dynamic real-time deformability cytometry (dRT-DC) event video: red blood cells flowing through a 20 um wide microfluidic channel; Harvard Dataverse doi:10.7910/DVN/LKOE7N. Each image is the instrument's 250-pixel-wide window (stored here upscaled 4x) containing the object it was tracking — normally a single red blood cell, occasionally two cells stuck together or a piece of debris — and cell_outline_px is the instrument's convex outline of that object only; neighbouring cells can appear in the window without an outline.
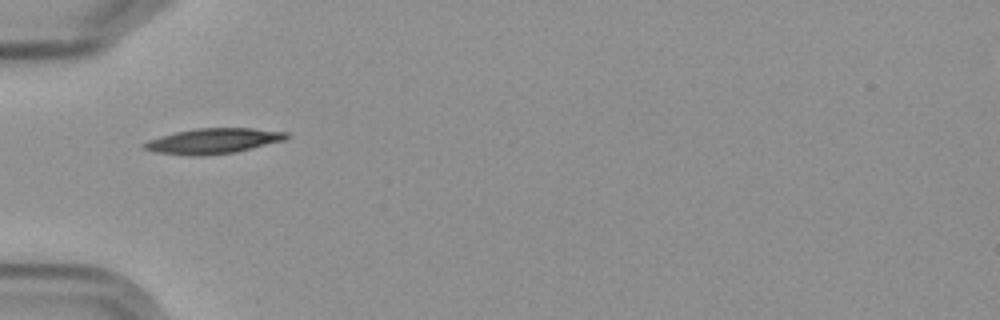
{"species": "Egyptian fruit bat (a non-hibernating species)", "species_latin": "Rousettus aegyptiacus", "temperature_condition": "cold", "stored_images_in_passage": 11, "camera_frame_rate_fps": 3000, "um_per_image_px": 0.085, "frame": {"image": 1, "passage_image": 1, "time_ms": 0.0, "image_size_px": [1000, 320], "cell_outline_px": [[292, 136], [284, 140], [236, 152], [204, 156], [192, 156], [156, 152], [144, 148], [140, 144], [148, 140], [160, 136], [176, 132], [196, 128], [252, 128], [288, 132]], "centroid_in_image_um": [18.14, 11.98], "position_along_channel_um": 66.9, "area_um2": 21.1}}
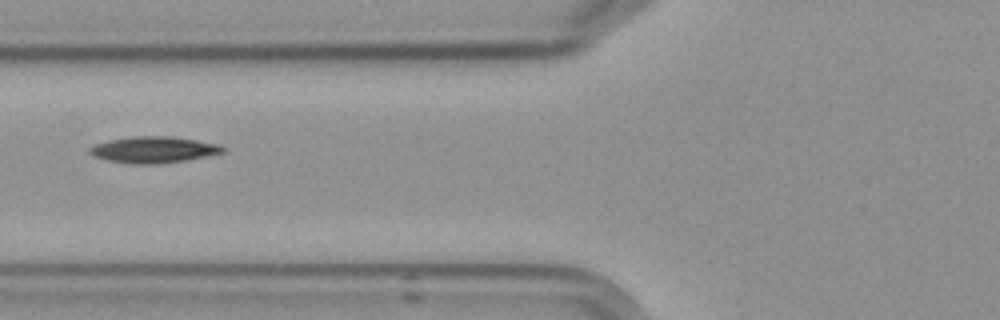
{"frame": {"image": 2, "passage_image": 2, "time_ms": 1.333, "image_size_px": [1000, 320], "cell_outline_px": [[224, 152], [184, 160], [156, 164], [132, 164], [108, 160], [92, 156], [88, 152], [88, 148], [92, 144], [108, 140], [132, 136], [172, 136], [220, 144], [224, 148]], "centroid_in_image_um": [12.98, 12.71], "position_along_channel_um": 112.8, "area_um2": 20.46}}